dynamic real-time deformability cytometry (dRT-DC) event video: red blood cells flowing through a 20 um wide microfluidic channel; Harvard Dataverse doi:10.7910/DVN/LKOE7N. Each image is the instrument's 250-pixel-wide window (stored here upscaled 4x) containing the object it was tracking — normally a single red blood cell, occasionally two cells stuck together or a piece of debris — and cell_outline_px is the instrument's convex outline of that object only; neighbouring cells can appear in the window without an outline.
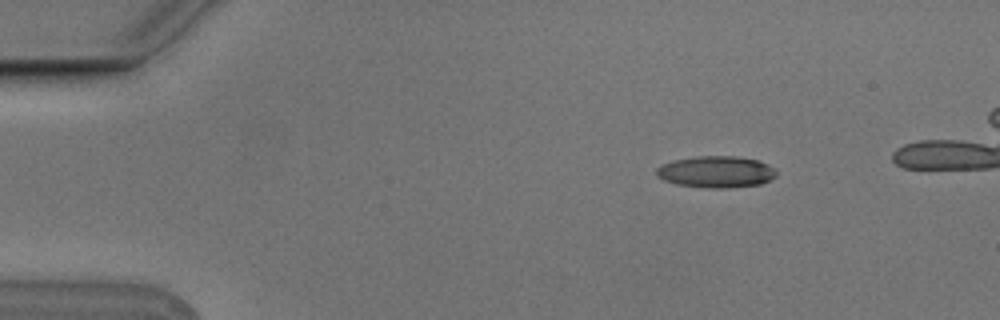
{"species": "Egyptian fruit bat (a non-hibernating species)", "species_latin": "Rousettus aegyptiacus", "temperature_condition": "cold", "stored_images_in_passage": 5, "camera_frame_rate_fps": 3000, "um_per_image_px": 0.085, "animal": {"sex": "male"}, "frame": {"image": 1, "passage_image": 2, "time_ms": 0.333, "image_size_px": [1000, 320], "cell_outline_px": [[776, 176], [760, 184], [728, 188], [704, 188], [676, 184], [664, 180], [656, 176], [656, 168], [660, 164], [676, 160], [696, 156], [736, 156], [756, 160], [768, 164], [776, 172]], "centroid_in_image_um": [60.83, 14.61], "position_along_channel_um": 24.2, "area_um2": 22.08}}